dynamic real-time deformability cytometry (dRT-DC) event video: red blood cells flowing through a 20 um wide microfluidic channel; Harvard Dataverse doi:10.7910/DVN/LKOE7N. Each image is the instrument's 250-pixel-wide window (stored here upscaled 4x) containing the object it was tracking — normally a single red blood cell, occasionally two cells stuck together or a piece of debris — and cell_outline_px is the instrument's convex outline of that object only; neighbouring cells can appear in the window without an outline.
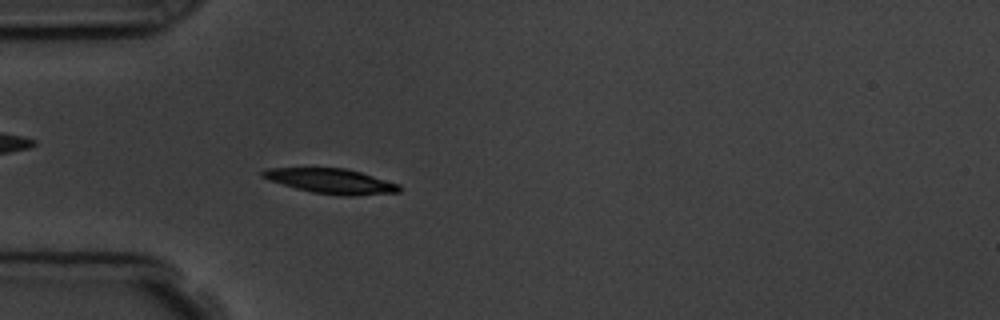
{"species": "common noctule bat (a hibernating species)", "species_latin": "Nyctalus noctula", "temperature_condition": "room temperature", "stored_images_in_passage": 1, "camera_frame_rate_fps": 3000, "um_per_image_px": 0.085, "animal": {"sex": "male", "body_mass_g": 19.5, "forearm_length_mm": 54.6}, "frame": {"image": 1, "passage_image": 1, "time_ms": 0.0, "image_size_px": [1000, 320], "cell_outline_px": [[400, 192], [352, 196], [344, 196], [312, 192], [296, 188], [260, 176], [260, 172], [264, 168], [344, 168], [360, 172], [400, 184]], "centroid_in_image_um": [28.16, 15.39], "position_along_channel_um": 56.8, "area_um2": 19.65}}